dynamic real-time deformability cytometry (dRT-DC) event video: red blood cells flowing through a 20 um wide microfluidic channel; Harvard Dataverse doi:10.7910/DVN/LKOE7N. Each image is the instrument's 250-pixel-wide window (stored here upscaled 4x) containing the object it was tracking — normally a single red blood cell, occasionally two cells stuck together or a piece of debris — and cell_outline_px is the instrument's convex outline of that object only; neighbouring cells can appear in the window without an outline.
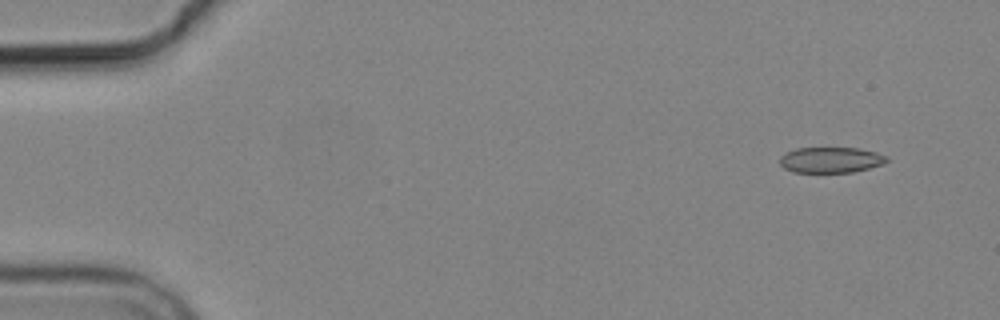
{"species": "common noctule bat (a hibernating species)", "species_latin": "Nyctalus noctula", "temperature_condition": "cold", "stored_images_in_passage": 8, "camera_frame_rate_fps": 3000, "um_per_image_px": 0.085, "animal": {"sex": "male", "body_mass_g": 19.2, "forearm_length_mm": 51.8}, "frame": {"image": 1, "passage_image": 1, "time_ms": 0.0, "image_size_px": [1000, 320], "cell_outline_px": [[888, 160], [884, 164], [852, 172], [792, 172], [784, 168], [780, 164], [780, 156], [784, 152], [796, 148], [860, 148], [876, 152], [888, 156]], "centroid_in_image_um": [70.61, 13.58], "position_along_channel_um": 14.4, "area_um2": 16.13}}
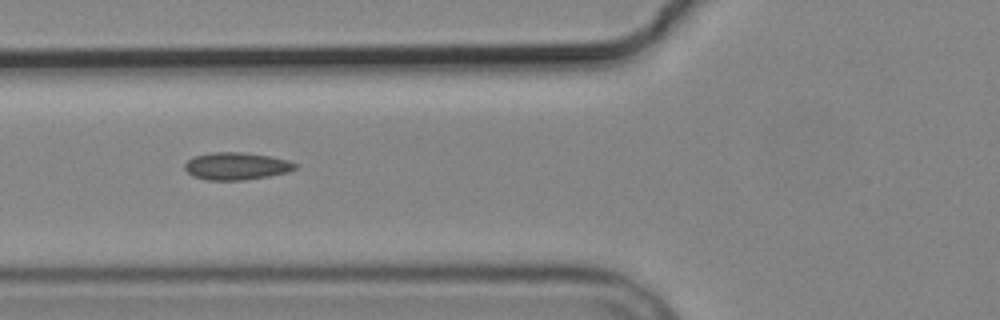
{"frame": {"image": 2, "passage_image": 6, "time_ms": 5.667, "image_size_px": [1000, 320], "cell_outline_px": [[296, 168], [288, 172], [268, 176], [244, 180], [204, 180], [192, 176], [184, 168], [184, 164], [192, 156], [212, 152], [244, 152], [268, 156], [288, 160], [296, 164]], "centroid_in_image_um": [20.05, 14.12], "position_along_channel_um": 105.8, "area_um2": 17.69}}
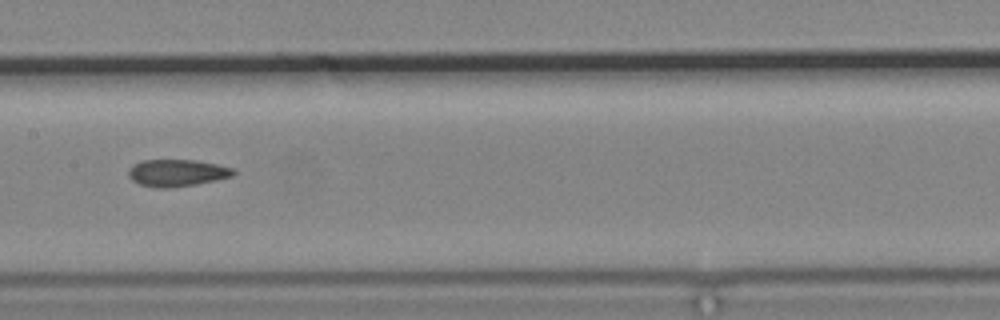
{"frame": {"image": 3, "passage_image": 8, "time_ms": 8.0, "image_size_px": [1000, 320], "cell_outline_px": [[236, 172], [232, 176], [216, 180], [196, 184], [168, 188], [156, 188], [140, 184], [132, 180], [128, 176], [128, 168], [132, 164], [140, 160], [196, 160], [216, 164], [232, 168]], "centroid_in_image_um": [15.0, 14.69], "position_along_channel_um": 192.4, "area_um2": 16.59}}